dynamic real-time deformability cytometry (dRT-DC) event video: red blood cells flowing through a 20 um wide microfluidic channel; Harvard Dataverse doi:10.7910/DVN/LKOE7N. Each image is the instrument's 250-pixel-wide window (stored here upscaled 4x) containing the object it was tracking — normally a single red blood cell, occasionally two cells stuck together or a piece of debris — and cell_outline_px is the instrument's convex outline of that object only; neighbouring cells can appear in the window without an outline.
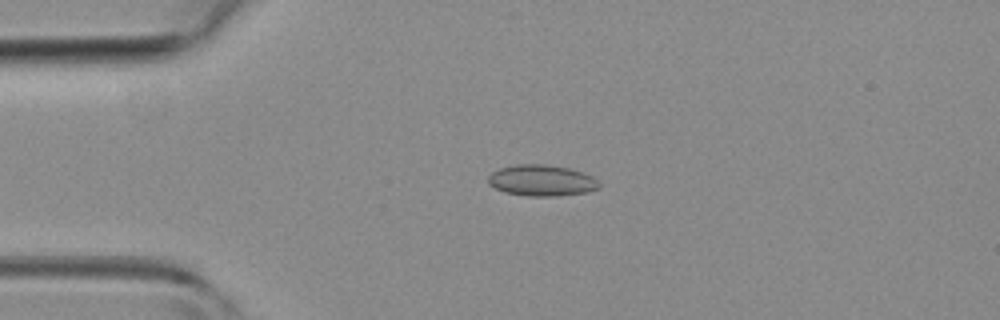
{"species": "common noctule bat (a hibernating species)", "species_latin": "Nyctalus noctula", "temperature_condition": "room temperature", "stored_images_in_passage": 42, "camera_frame_rate_fps": 3000, "um_per_image_px": 0.085, "animal": {"sex": "female", "body_mass_g": 19.3, "forearm_length_mm": 54.1}, "frame": {"image": 1, "passage_image": 10, "time_ms": 3.0, "image_size_px": [1000, 320], "cell_outline_px": [[600, 188], [588, 192], [556, 196], [528, 196], [504, 192], [488, 184], [488, 176], [492, 172], [500, 168], [516, 164], [544, 164], [568, 168], [584, 172], [592, 176], [600, 184]], "centroid_in_image_um": [46.05, 15.34], "position_along_channel_um": 39.0, "area_um2": 20.23}}
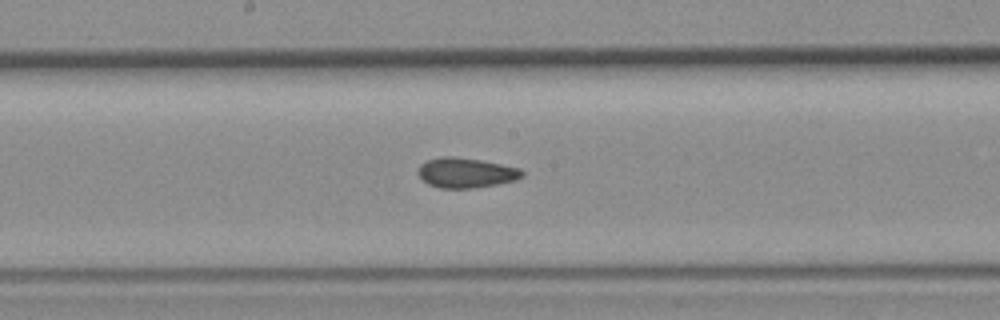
{"frame": {"image": 2, "passage_image": 23, "time_ms": 7.333, "image_size_px": [1000, 320], "cell_outline_px": [[524, 176], [516, 180], [496, 184], [472, 188], [440, 188], [428, 184], [416, 172], [420, 164], [428, 160], [444, 156], [452, 156], [480, 160], [520, 168], [524, 172]], "centroid_in_image_um": [39.6, 14.68], "position_along_channel_um": 208.6, "area_um2": 18.09}}
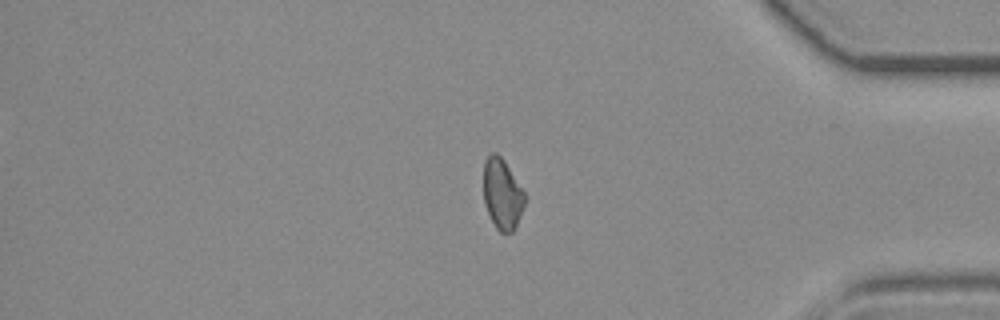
{"frame": {"image": 3, "passage_image": 37, "time_ms": 12.0, "image_size_px": [1000, 320], "cell_outline_px": [[524, 204], [516, 228], [512, 232], [500, 232], [496, 228], [484, 204], [484, 160], [492, 152], [496, 152], [504, 160], [524, 192]], "centroid_in_image_um": [42.68, 16.49], "position_along_channel_um": 392.5, "area_um2": 16.76}}